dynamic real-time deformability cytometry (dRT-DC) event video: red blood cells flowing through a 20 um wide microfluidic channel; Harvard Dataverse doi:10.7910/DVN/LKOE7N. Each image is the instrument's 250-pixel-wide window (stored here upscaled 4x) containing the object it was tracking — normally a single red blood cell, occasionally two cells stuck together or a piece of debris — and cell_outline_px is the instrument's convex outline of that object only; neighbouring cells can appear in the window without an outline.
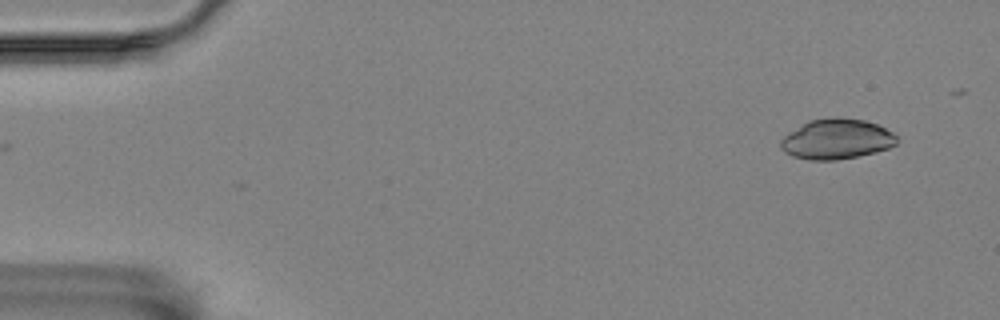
{"species": "Egyptian fruit bat (a non-hibernating species)", "species_latin": "Rousettus aegyptiacus", "temperature_condition": "room temperature", "stored_images_in_passage": 43, "camera_frame_rate_fps": 3000, "um_per_image_px": 0.085, "animal": {"sex": "female"}, "frame": {"image": 1, "passage_image": 1, "time_ms": 0.0, "image_size_px": [1000, 320], "cell_outline_px": [[896, 144], [888, 148], [876, 152], [836, 160], [808, 160], [792, 156], [784, 152], [780, 148], [780, 140], [784, 136], [808, 120], [864, 120], [876, 124], [892, 132], [896, 136]], "centroid_in_image_um": [71.08, 11.87], "position_along_channel_um": 13.9, "area_um2": 26.41}}
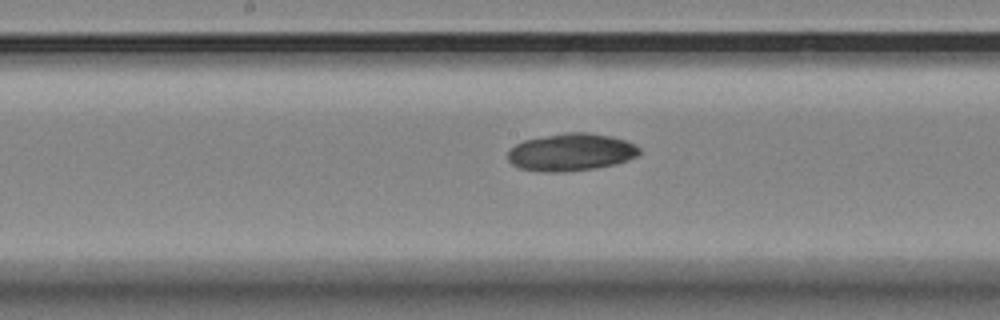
{"frame": {"image": 2, "passage_image": 26, "time_ms": 8.333, "image_size_px": [1000, 320], "cell_outline_px": [[640, 152], [636, 156], [628, 160], [616, 164], [596, 168], [564, 172], [544, 172], [520, 168], [512, 164], [508, 160], [508, 152], [516, 144], [524, 140], [564, 132], [588, 132], [612, 136], [628, 140], [640, 148]], "centroid_in_image_um": [48.57, 12.93], "position_along_channel_um": 199.6, "area_um2": 28.9}}
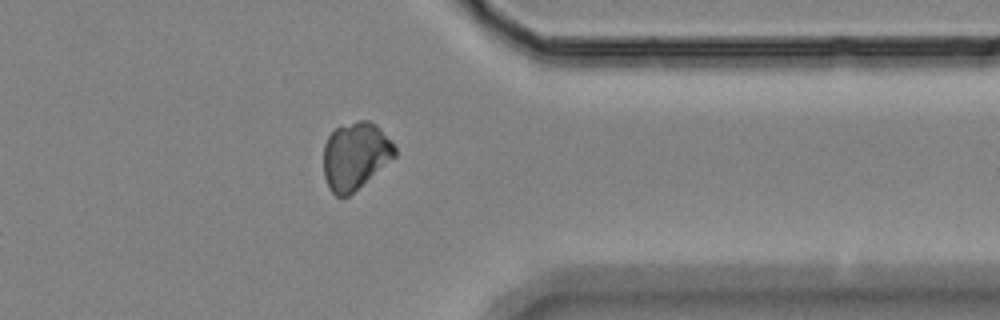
{"frame": {"image": 3, "passage_image": 42, "time_ms": 13.667, "image_size_px": [1000, 320], "cell_outline_px": [[396, 156], [348, 196], [336, 196], [328, 188], [324, 176], [324, 144], [328, 136], [336, 128], [356, 120], [368, 120], [376, 124], [380, 128], [396, 148]], "centroid_in_image_um": [30.19, 13.23], "position_along_channel_um": 381.2, "area_um2": 27.74}}